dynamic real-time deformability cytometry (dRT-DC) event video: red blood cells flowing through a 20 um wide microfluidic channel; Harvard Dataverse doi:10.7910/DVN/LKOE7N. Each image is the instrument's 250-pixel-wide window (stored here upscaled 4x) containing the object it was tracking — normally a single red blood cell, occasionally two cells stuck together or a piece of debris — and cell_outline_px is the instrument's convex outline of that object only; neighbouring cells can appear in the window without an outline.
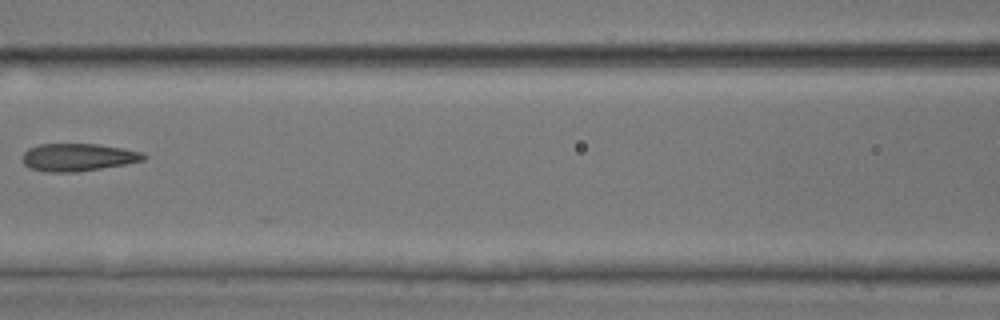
{"species": "common noctule bat (a hibernating species)", "species_latin": "Nyctalus noctula", "temperature_condition": "room temperature", "stored_images_in_passage": 6, "camera_frame_rate_fps": 3000, "um_per_image_px": 0.085, "animal": {"sex": "male", "body_mass_g": 17.9, "forearm_length_mm": 54.2}, "frame": {"image": 1, "passage_image": 6, "time_ms": 1.667, "image_size_px": [1000, 320], "cell_outline_px": [[148, 156], [144, 160], [124, 164], [76, 172], [48, 172], [32, 168], [24, 164], [20, 156], [28, 148], [40, 144], [96, 144], [120, 148], [140, 152]], "centroid_in_image_um": [6.58, 13.36], "position_along_channel_um": 160.0, "area_um2": 19.31}}